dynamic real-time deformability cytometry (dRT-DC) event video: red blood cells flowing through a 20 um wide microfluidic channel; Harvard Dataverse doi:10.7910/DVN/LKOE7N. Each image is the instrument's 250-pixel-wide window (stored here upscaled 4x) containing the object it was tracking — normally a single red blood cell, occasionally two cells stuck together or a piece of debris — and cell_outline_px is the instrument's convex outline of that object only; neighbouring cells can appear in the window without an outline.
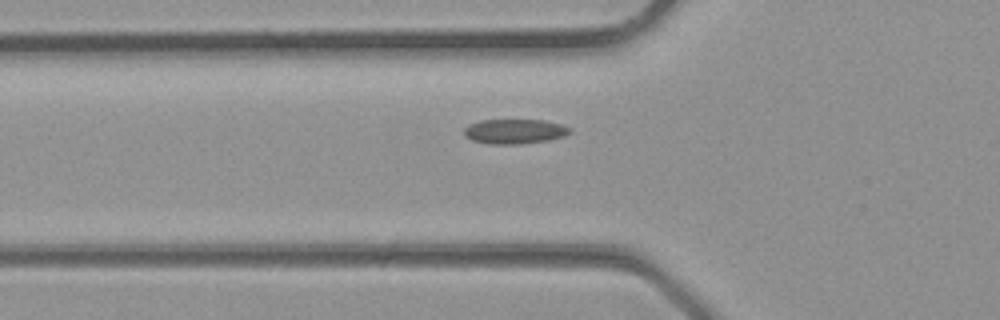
{"species": "common noctule bat (a hibernating species)", "species_latin": "Nyctalus noctula", "temperature_condition": "room temperature", "stored_images_in_passage": 26, "camera_frame_rate_fps": 3000, "um_per_image_px": 0.085, "animal": {"sex": "male", "body_mass_g": 23.1, "forearm_length_mm": 52.7}, "frame": {"image": 1, "passage_image": 3, "time_ms": 0.667, "image_size_px": [1000, 320], "cell_outline_px": [[572, 132], [564, 136], [548, 140], [520, 144], [488, 144], [472, 140], [464, 136], [464, 128], [468, 124], [480, 120], [544, 120], [560, 124], [572, 128]], "centroid_in_image_um": [43.73, 11.17], "position_along_channel_um": 82.1, "area_um2": 15.37}}
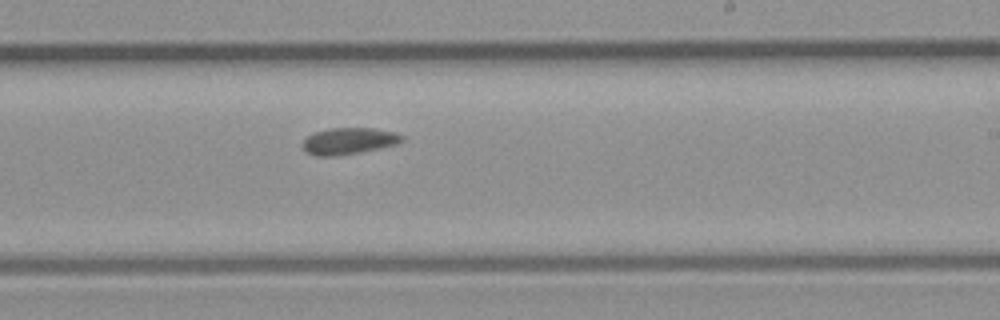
{"frame": {"image": 2, "passage_image": 12, "time_ms": 3.667, "image_size_px": [1000, 320], "cell_outline_px": [[404, 140], [400, 144], [360, 152], [336, 156], [316, 156], [304, 152], [304, 140], [308, 136], [316, 132], [332, 128], [372, 128], [396, 132], [404, 136]], "centroid_in_image_um": [29.7, 11.99], "position_along_channel_um": 259.3, "area_um2": 15.43}}
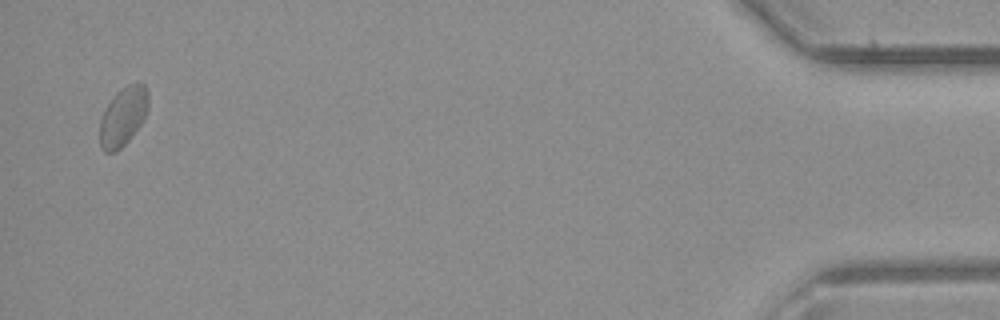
{"frame": {"image": 3, "passage_image": 25, "time_ms": 8.0, "image_size_px": [1000, 320], "cell_outline_px": [[148, 108], [144, 120], [128, 140], [116, 152], [104, 152], [100, 144], [100, 120], [104, 108], [128, 84], [140, 80], [144, 84], [148, 92]], "centroid_in_image_um": [10.49, 9.89], "position_along_channel_um": 424.7, "area_um2": 16.47}}